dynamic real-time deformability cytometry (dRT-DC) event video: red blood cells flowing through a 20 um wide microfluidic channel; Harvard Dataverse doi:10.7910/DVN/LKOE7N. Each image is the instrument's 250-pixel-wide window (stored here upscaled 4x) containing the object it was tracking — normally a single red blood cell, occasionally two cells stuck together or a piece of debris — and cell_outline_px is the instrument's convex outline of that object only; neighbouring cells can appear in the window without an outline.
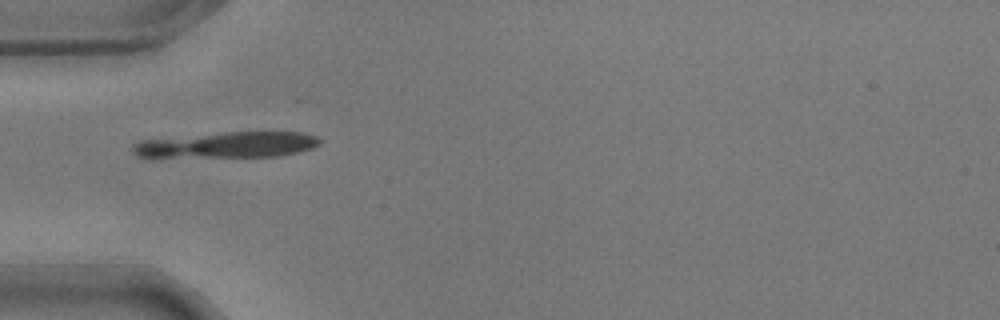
{"species": "common noctule bat (a hibernating species)", "species_latin": "Nyctalus noctula", "temperature_condition": "warm", "stored_images_in_passage": 29, "camera_frame_rate_fps": 3000, "um_per_image_px": 0.085, "animal": {"sex": "male", "body_mass_g": 17.9}, "frame": {"image": 1, "passage_image": 1, "time_ms": 0.0, "image_size_px": [1000, 320], "cell_outline_px": [[320, 144], [312, 148], [280, 156], [136, 156], [132, 152], [132, 144], [140, 140], [228, 132], [300, 132], [316, 136], [320, 140]], "centroid_in_image_um": [19.35, 12.3], "position_along_channel_um": 65.7, "area_um2": 27.51}}